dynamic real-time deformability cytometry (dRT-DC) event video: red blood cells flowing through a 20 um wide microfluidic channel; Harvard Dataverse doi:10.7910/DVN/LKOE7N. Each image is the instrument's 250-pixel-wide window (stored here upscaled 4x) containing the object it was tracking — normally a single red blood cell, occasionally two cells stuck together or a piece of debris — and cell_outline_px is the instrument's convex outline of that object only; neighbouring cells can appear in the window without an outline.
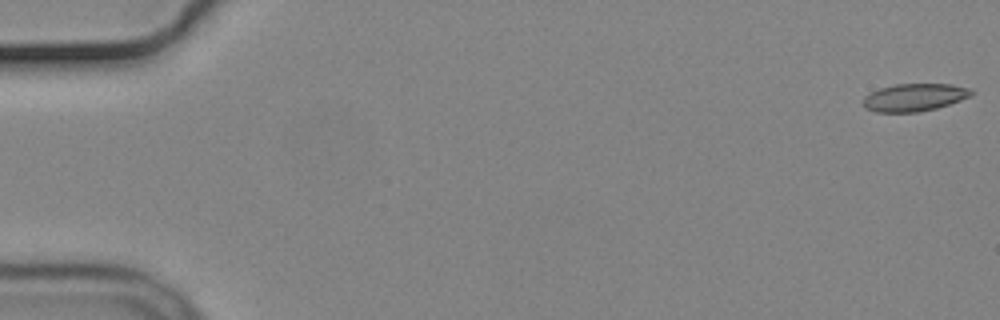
{"species": "common noctule bat (a hibernating species)", "species_latin": "Nyctalus noctula", "temperature_condition": "cold", "stored_images_in_passage": 46, "camera_frame_rate_fps": 3000, "um_per_image_px": 0.085, "animal": {"sex": "male", "body_mass_g": 19.2, "forearm_length_mm": 51.8}, "frame": {"image": 1, "passage_image": 1, "time_ms": 0.0, "image_size_px": [1000, 320], "cell_outline_px": [[976, 92], [972, 96], [936, 108], [916, 112], [876, 112], [864, 108], [864, 96], [880, 88], [896, 84], [952, 84], [972, 88]], "centroid_in_image_um": [77.77, 8.27], "position_along_channel_um": 7.2, "area_um2": 17.46}}
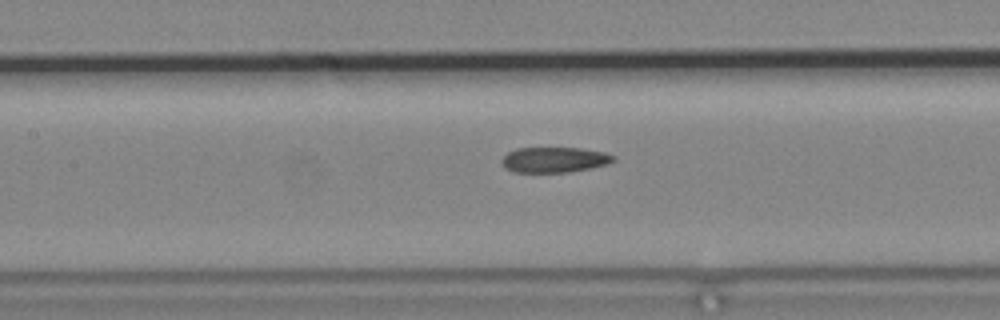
{"frame": {"image": 2, "passage_image": 26, "time_ms": 8.333, "image_size_px": [1000, 320], "cell_outline_px": [[616, 160], [608, 164], [592, 168], [568, 172], [512, 172], [504, 168], [500, 160], [508, 152], [516, 148], [580, 148], [604, 152], [616, 156]], "centroid_in_image_um": [47.12, 13.58], "position_along_channel_um": 160.3, "area_um2": 16.7}}
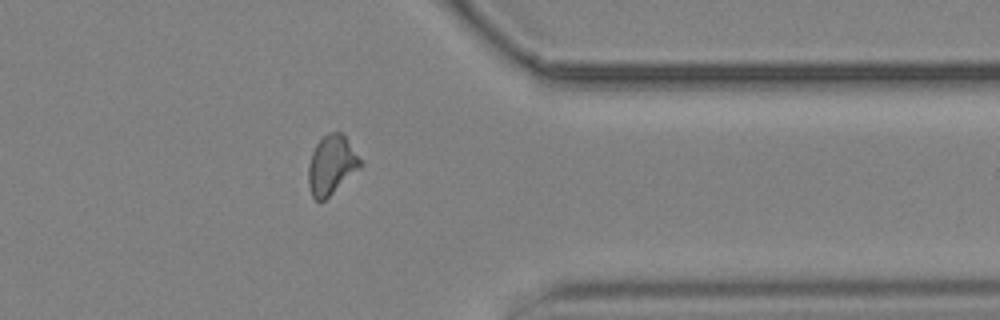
{"frame": {"image": 3, "passage_image": 45, "time_ms": 14.667, "image_size_px": [1000, 320], "cell_outline_px": [[364, 164], [360, 168], [324, 200], [316, 200], [312, 196], [308, 184], [308, 164], [312, 152], [316, 144], [328, 132], [340, 132], [344, 136]], "centroid_in_image_um": [28.16, 14.02], "position_along_channel_um": 383.2, "area_um2": 17.63}}